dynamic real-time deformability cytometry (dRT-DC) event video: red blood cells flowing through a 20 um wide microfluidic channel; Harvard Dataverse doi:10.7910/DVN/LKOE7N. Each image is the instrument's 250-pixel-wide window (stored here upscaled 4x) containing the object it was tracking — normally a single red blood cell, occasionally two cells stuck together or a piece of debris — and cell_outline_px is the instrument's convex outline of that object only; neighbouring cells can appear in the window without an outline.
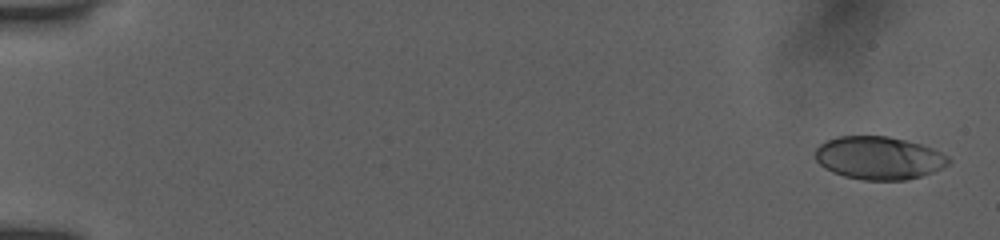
{"species": "human", "species_latin": "Homo sapiens", "temperature_condition": "room temperature", "stored_images_in_passage": 54, "camera_frame_rate_fps": 3000, "um_per_image_px": 0.085, "donor": {"sex": "female"}, "frame": {"image": 1, "passage_image": 2, "time_ms": 0.333, "image_size_px": [1000, 240], "cell_outline_px": [[952, 160], [948, 164], [932, 172], [920, 176], [904, 180], [864, 180], [844, 176], [832, 172], [824, 168], [816, 160], [816, 148], [820, 144], [828, 140], [840, 136], [888, 136], [920, 144], [932, 148], [948, 156]], "centroid_in_image_um": [74.69, 13.43], "position_along_channel_um": 10.3, "area_um2": 33.18}}
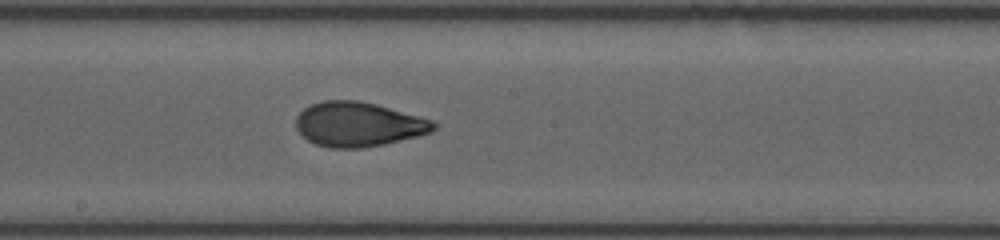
{"frame": {"image": 2, "passage_image": 31, "time_ms": 10.0, "image_size_px": [1000, 240], "cell_outline_px": [[440, 124], [432, 132], [384, 144], [360, 148], [328, 148], [316, 144], [308, 140], [296, 128], [296, 116], [304, 108], [312, 104], [324, 100], [356, 100], [376, 104], [420, 116], [432, 120]], "centroid_in_image_um": [30.48, 10.56], "position_along_channel_um": 217.7, "area_um2": 35.72}}
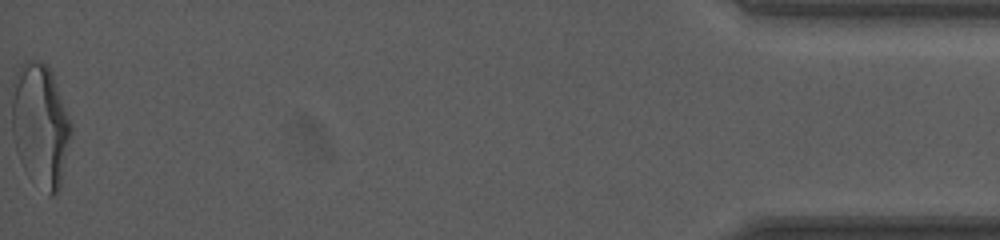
{"frame": {"image": 3, "passage_image": 54, "time_ms": 17.667, "image_size_px": [1000, 240], "cell_outline_px": [[72, 132], [60, 188], [56, 196], [48, 196], [20, 160], [16, 152], [12, 136], [12, 80], [20, 64], [24, 60], [40, 60], [48, 64], [52, 72], [72, 124]], "centroid_in_image_um": [3.43, 10.58], "position_along_channel_um": 431.8, "area_um2": 42.83}, "authors_computed_cell_mechanics": {"area_um2": 35.4314, "velocity_mm_per_s": 3.9349, "shape_relaxation_time_tau1_ms": 4.4186, "shape_relaxation_time_tau2_ms": 1.2456, "deformation_change_tau1": 0.1677, "deformation_change_tau2": 0.0728}}